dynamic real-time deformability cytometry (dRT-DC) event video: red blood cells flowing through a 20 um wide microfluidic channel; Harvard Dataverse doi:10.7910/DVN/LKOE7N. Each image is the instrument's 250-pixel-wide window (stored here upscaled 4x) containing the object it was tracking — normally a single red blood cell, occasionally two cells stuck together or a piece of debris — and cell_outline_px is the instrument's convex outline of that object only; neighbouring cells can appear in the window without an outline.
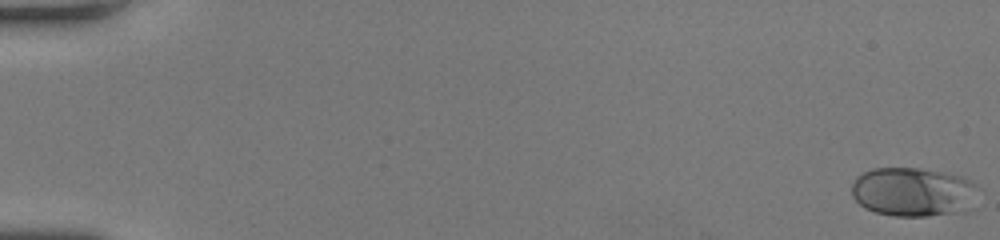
{"species": "human", "species_latin": "Homo sapiens", "temperature_condition": "room temperature", "stored_images_in_passage": 51, "camera_frame_rate_fps": 3000, "um_per_image_px": 0.085, "donor": {"sex": "female"}, "frame": {"image": 1, "passage_image": 1, "time_ms": 0.0, "image_size_px": [1000, 240], "cell_outline_px": [[984, 192], [972, 208], [968, 212], [928, 216], [896, 216], [876, 212], [864, 208], [852, 196], [852, 184], [856, 176], [872, 168], [920, 168], [964, 176], [976, 184]], "centroid_in_image_um": [77.75, 16.32], "position_along_channel_um": 7.3, "area_um2": 37.34}}
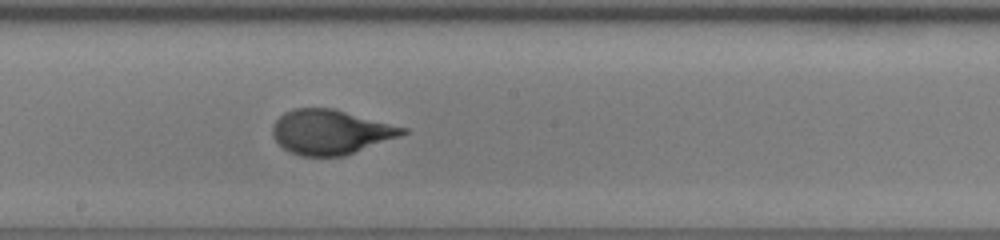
{"frame": {"image": 2, "passage_image": 30, "time_ms": 9.667, "image_size_px": [1000, 240], "cell_outline_px": [[408, 132], [400, 136], [344, 156], [300, 156], [288, 152], [272, 136], [272, 124], [284, 112], [292, 108], [332, 108], [408, 128]], "centroid_in_image_um": [28.08, 11.22], "position_along_channel_um": 220.1, "area_um2": 33.81}}
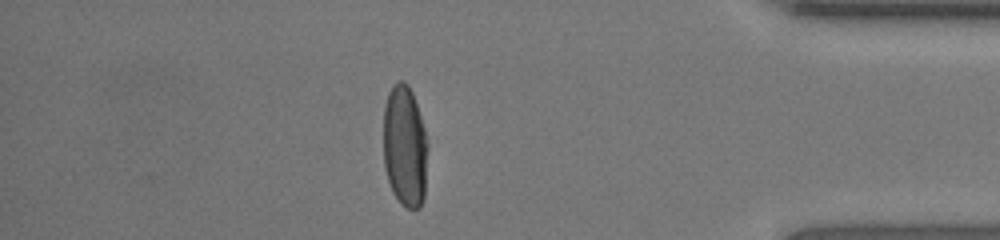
{"frame": {"image": 3, "passage_image": 45, "time_ms": 14.667, "image_size_px": [1000, 240], "cell_outline_px": [[428, 148], [424, 200], [420, 208], [408, 208], [400, 204], [392, 192], [384, 168], [384, 108], [388, 92], [392, 84], [396, 80], [404, 80], [408, 84], [412, 92], [424, 128], [428, 144]], "centroid_in_image_um": [34.41, 12.44], "position_along_channel_um": 400.8, "area_um2": 31.91}, "authors_computed_cell_mechanics": {"area_um2": 33.7552, "velocity_mm_per_s": 4.2317, "shape_relaxation_time_tau1_ms": 4.2147, "shape_relaxation_time_tau2_ms": null, "deformation_change_tau1": 0.2221, "deformation_change_tau2": null}}